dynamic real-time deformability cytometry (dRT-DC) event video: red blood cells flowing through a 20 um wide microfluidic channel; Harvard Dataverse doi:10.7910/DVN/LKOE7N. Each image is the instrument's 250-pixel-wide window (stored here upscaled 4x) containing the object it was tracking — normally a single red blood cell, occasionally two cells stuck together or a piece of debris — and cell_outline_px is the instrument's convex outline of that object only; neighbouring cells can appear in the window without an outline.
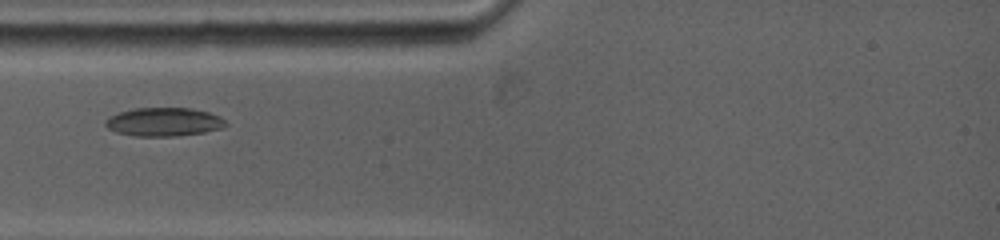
{"species": "common noctule bat (a hibernating species)", "species_latin": "Nyctalus noctula", "temperature_condition": "warm", "stored_images_in_passage": 36, "camera_frame_rate_fps": 5000, "um_per_image_px": 0.085, "animal": {"sex": "female", "body_mass_g": 19.0, "forearm_length_mm": 53.3}, "frame": {"image": 1, "passage_image": 9, "time_ms": 3.0, "image_size_px": [1000, 240], "cell_outline_px": [[228, 124], [224, 128], [204, 132], [176, 136], [132, 136], [116, 132], [108, 128], [104, 124], [104, 120], [108, 116], [120, 112], [136, 108], [192, 108], [208, 112], [220, 116]], "centroid_in_image_um": [13.92, 10.36], "position_along_channel_um": 71.1, "area_um2": 20.17}}
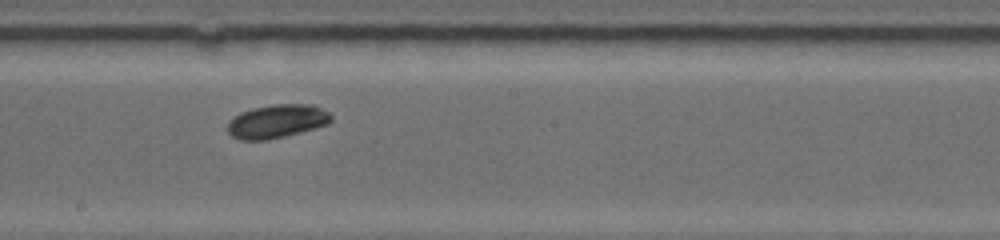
{"frame": {"image": 2, "passage_image": 19, "time_ms": 7.0, "image_size_px": [1000, 240], "cell_outline_px": [[332, 120], [328, 124], [316, 128], [284, 136], [264, 140], [240, 140], [232, 136], [228, 132], [228, 120], [240, 112], [252, 108], [276, 104], [312, 104], [328, 112], [332, 116]], "centroid_in_image_um": [23.53, 10.3], "position_along_channel_um": 224.7, "area_um2": 20.23}}
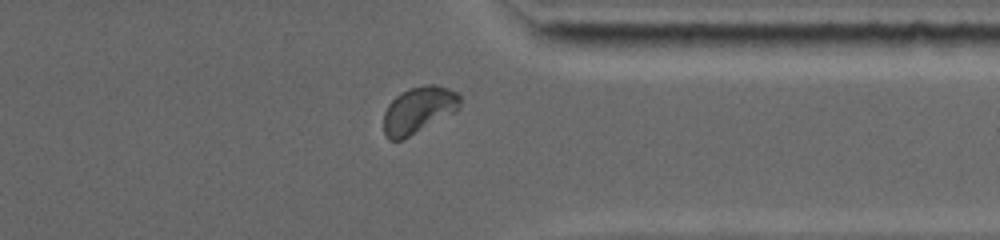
{"frame": {"image": 3, "passage_image": 30, "time_ms": 11.0, "image_size_px": [1000, 240], "cell_outline_px": [[460, 104], [456, 112], [400, 140], [388, 140], [384, 132], [384, 112], [388, 104], [400, 92], [408, 88], [424, 84], [436, 84], [448, 88], [456, 92], [460, 96]], "centroid_in_image_um": [35.57, 9.32], "position_along_channel_um": 375.8, "area_um2": 20.75}, "authors_computed_cell_mechanics": {"area_um2": 20.1722, "velocity_mm_per_s": 3.8424, "shape_relaxation_time_tau1_ms": null, "shape_relaxation_time_tau2_ms": 1.6676, "deformation_change_tau1": null, "deformation_change_tau2": 0.0189}}